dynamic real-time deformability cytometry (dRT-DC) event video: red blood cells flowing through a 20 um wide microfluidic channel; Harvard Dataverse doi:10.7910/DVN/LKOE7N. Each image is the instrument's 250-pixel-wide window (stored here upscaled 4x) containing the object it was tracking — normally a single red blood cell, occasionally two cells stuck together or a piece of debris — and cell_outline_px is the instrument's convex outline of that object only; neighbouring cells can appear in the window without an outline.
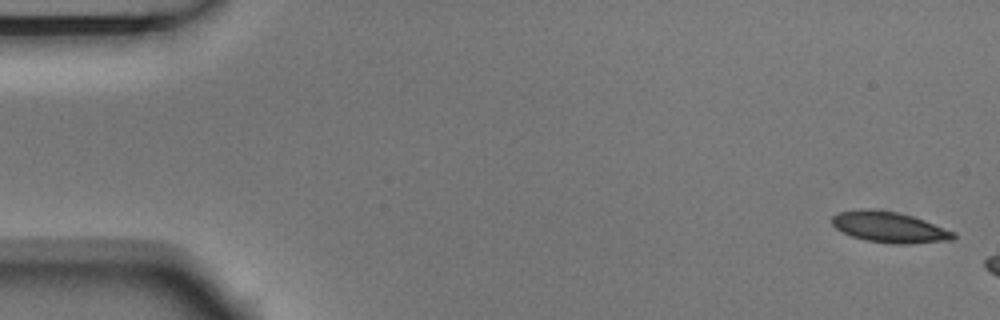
{"species": "Egyptian fruit bat (a non-hibernating species)", "species_latin": "Rousettus aegyptiacus", "temperature_condition": "room temperature", "stored_images_in_passage": 5, "camera_frame_rate_fps": 3000, "um_per_image_px": 0.085, "animal": {"sex": "male"}, "frame": {"image": 1, "passage_image": 1, "time_ms": 0.0, "image_size_px": [1000, 320], "cell_outline_px": [[956, 236], [952, 240], [912, 244], [892, 244], [864, 240], [852, 236], [836, 228], [832, 224], [832, 216], [840, 212], [860, 208], [868, 208], [896, 212], [912, 216], [924, 220], [956, 232]], "centroid_in_image_um": [75.61, 19.31], "position_along_channel_um": 9.4, "area_um2": 21.91}}
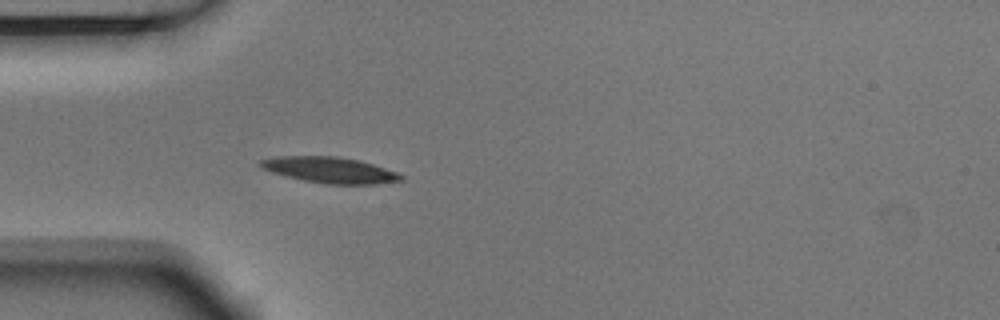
{"frame": {"image": 2, "passage_image": 5, "time_ms": 1.333, "image_size_px": [1000, 320], "cell_outline_px": [[404, 180], [376, 184], [324, 184], [304, 180], [272, 172], [264, 168], [260, 164], [260, 160], [276, 156], [336, 156], [360, 160], [396, 172], [404, 176]], "centroid_in_image_um": [28.07, 14.45], "position_along_channel_um": 56.9, "area_um2": 21.04}}